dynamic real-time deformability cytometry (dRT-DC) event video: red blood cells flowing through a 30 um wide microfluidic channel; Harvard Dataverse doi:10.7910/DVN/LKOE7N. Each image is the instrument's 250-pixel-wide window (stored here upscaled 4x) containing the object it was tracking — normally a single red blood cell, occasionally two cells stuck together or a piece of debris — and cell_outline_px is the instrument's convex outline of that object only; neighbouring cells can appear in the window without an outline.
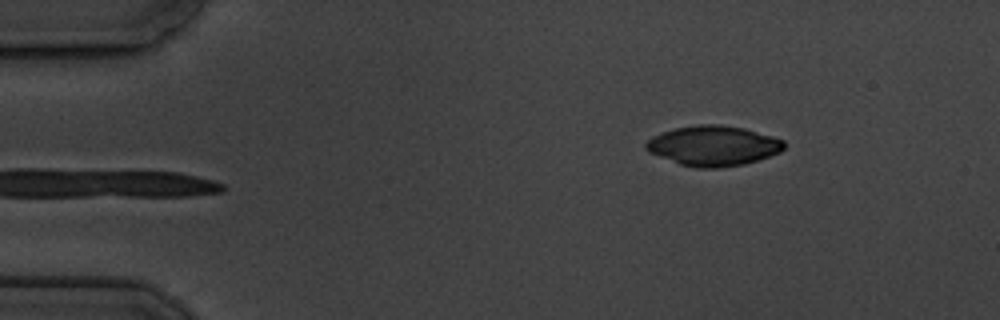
{"species": "common noctule bat (a hibernating species)", "species_latin": "Nyctalus noctula", "temperature_condition": "cold", "stored_images_in_passage": 2, "camera_frame_rate_fps": 3000, "um_per_image_px": 0.085, "animal": {"sex": "male", "body_mass_g": 19.5, "forearm_length_mm": 54.6}, "frame": {"image": 1, "passage_image": 2, "time_ms": 1.333, "image_size_px": [1000, 320], "cell_outline_px": [[784, 148], [780, 152], [744, 164], [720, 168], [696, 168], [680, 164], [648, 152], [644, 148], [644, 144], [652, 136], [676, 128], [700, 124], [720, 124], [744, 128], [772, 136], [784, 140]], "centroid_in_image_um": [60.61, 12.39], "position_along_channel_um": 24.4, "area_um2": 32.14}}